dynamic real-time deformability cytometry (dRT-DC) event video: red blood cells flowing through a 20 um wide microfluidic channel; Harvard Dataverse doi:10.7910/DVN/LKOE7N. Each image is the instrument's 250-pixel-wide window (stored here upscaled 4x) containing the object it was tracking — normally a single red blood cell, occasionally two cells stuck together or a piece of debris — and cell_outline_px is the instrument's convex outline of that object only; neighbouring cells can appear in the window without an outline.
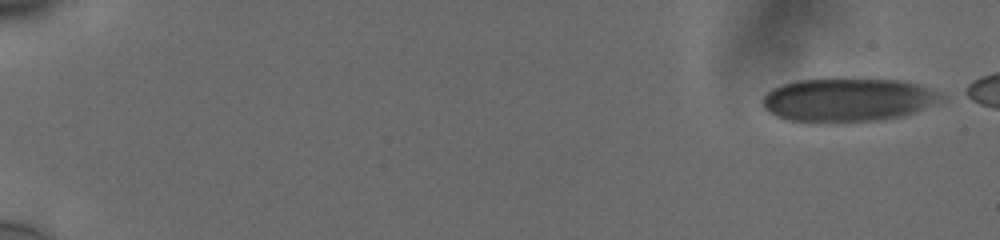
{"species": "human", "species_latin": "Homo sapiens", "temperature_condition": "cold", "stored_images_in_passage": 56, "segment_of_instrument_passage": [1, 2], "camera_frame_rate_fps": 3000, "um_per_image_px": 0.085, "donor": {"sex": "male"}, "frame": {"image": 1, "passage_image": 1, "time_ms": 0.0, "image_size_px": [1000, 240], "cell_outline_px": [[944, 96], [940, 100], [912, 112], [900, 116], [876, 120], [836, 124], [816, 124], [784, 120], [768, 112], [764, 108], [764, 96], [772, 88], [796, 80], [904, 80], [928, 88]], "centroid_in_image_um": [71.96, 8.54], "position_along_channel_um": 13.0, "area_um2": 45.08}}
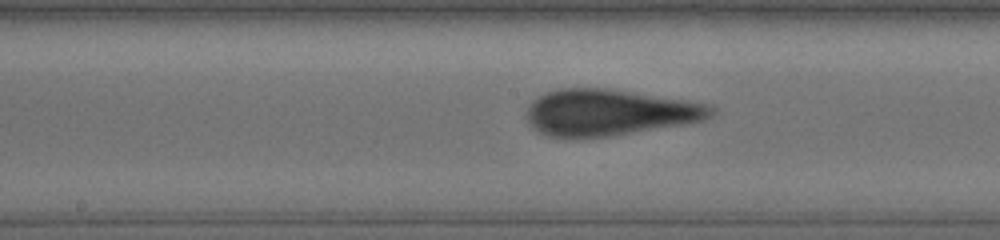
{"frame": {"image": 2, "passage_image": 30, "time_ms": 9.667, "image_size_px": [1000, 240], "cell_outline_px": [[716, 112], [712, 116], [704, 120], [684, 124], [612, 136], [572, 140], [548, 136], [532, 128], [528, 124], [528, 104], [532, 100], [548, 92], [560, 88], [608, 88], [708, 104]], "centroid_in_image_um": [51.73, 9.59], "position_along_channel_um": 196.5, "area_um2": 50.11}}
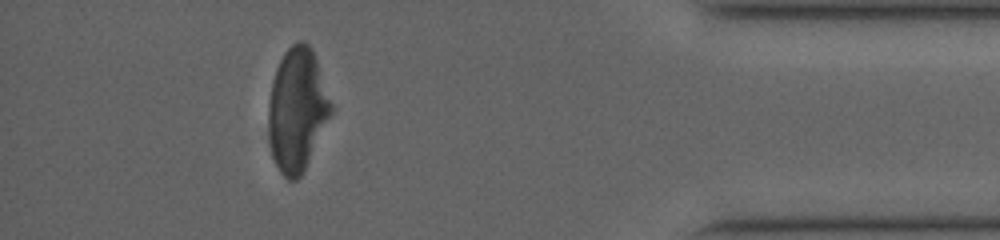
{"frame": {"image": 3, "passage_image": 50, "time_ms": 16.333, "image_size_px": [1000, 240], "cell_outline_px": [[332, 112], [300, 176], [296, 180], [288, 180], [280, 172], [272, 156], [268, 120], [268, 104], [272, 80], [276, 68], [284, 52], [292, 44], [300, 40], [304, 40], [312, 48], [332, 104]], "centroid_in_image_um": [25.24, 9.28], "position_along_channel_um": 410.0, "area_um2": 44.33}}